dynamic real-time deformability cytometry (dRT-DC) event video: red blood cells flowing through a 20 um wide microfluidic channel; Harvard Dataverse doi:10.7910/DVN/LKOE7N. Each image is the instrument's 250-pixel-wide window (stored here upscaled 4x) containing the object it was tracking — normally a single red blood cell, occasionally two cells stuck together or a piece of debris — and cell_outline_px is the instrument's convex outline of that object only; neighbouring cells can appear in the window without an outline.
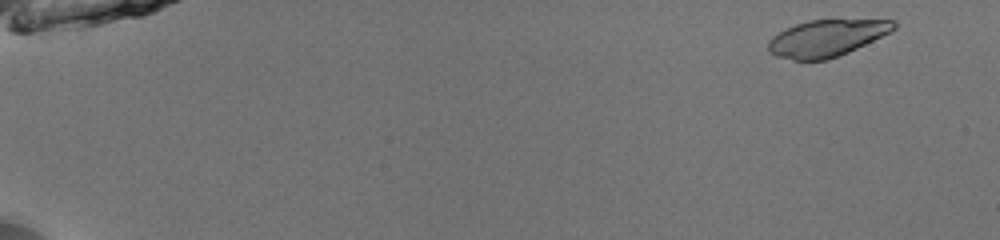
{"species": "common noctule bat (a hibernating species)", "species_latin": "Nyctalus noctula", "temperature_condition": "room temperature", "stored_images_in_passage": 50, "camera_frame_rate_fps": 3000, "um_per_image_px": 0.085, "animal": {"sex": "male", "body_mass_g": 13.0, "forearm_length_mm": 53.1}, "frame": {"image": 1, "passage_image": 2, "time_ms": 0.333, "image_size_px": [1000, 240], "cell_outline_px": [[896, 28], [848, 52], [828, 60], [792, 60], [776, 56], [768, 52], [768, 44], [772, 36], [796, 24], [808, 20], [896, 20]], "centroid_in_image_um": [70.22, 3.25], "position_along_channel_um": 14.8, "area_um2": 26.41}}